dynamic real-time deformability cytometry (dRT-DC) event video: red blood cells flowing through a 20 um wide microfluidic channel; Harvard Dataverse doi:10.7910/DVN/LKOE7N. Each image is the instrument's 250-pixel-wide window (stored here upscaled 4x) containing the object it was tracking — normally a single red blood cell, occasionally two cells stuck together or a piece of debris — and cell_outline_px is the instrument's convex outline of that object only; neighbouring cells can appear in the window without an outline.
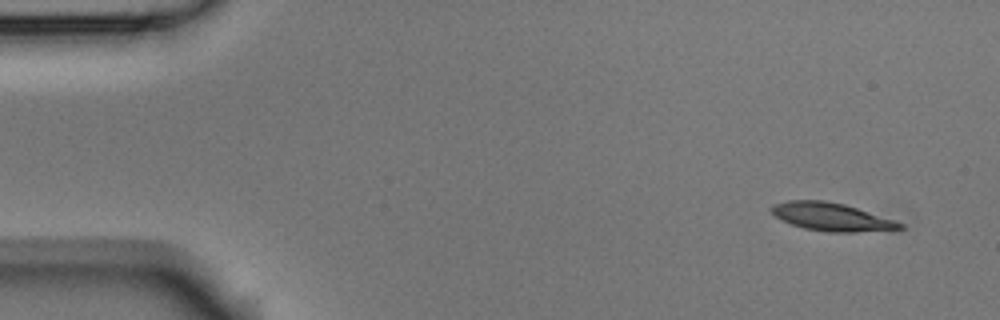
{"species": "Egyptian fruit bat (a non-hibernating species)", "species_latin": "Rousettus aegyptiacus", "temperature_condition": "room temperature", "stored_images_in_passage": 5, "segment_of_instrument_passage": [1, 2], "camera_frame_rate_fps": 3000, "um_per_image_px": 0.085, "animal": {"sex": "male"}, "frame": {"image": 1, "passage_image": 1, "time_ms": 0.0, "image_size_px": [1000, 320], "cell_outline_px": [[904, 228], [856, 232], [828, 232], [804, 228], [792, 224], [776, 216], [768, 208], [772, 204], [788, 200], [824, 200], [844, 204], [896, 220], [904, 224]], "centroid_in_image_um": [70.67, 18.42], "position_along_channel_um": 14.3, "area_um2": 20.87}}